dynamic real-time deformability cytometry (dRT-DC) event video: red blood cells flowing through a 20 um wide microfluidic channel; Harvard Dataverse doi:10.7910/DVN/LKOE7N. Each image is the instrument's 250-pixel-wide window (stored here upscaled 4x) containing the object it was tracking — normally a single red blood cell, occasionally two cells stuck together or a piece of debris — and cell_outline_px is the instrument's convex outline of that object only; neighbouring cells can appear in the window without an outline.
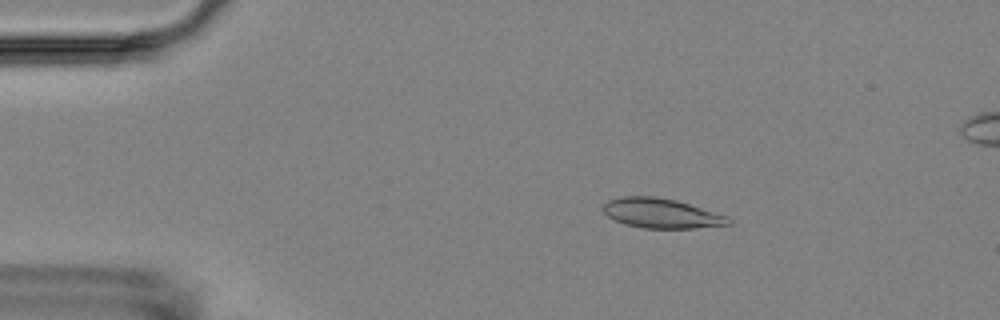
{"species": "Egyptian fruit bat (a non-hibernating species)", "species_latin": "Rousettus aegyptiacus", "temperature_condition": "room temperature", "stored_images_in_passage": 5, "camera_frame_rate_fps": 3000, "um_per_image_px": 0.085, "animal": {"sex": "female"}, "frame": {"image": 1, "passage_image": 2, "time_ms": 1.333, "image_size_px": [1000, 320], "cell_outline_px": [[732, 224], [696, 228], [644, 228], [624, 224], [608, 216], [600, 208], [608, 200], [620, 196], [652, 196], [676, 200], [728, 216], [732, 220]], "centroid_in_image_um": [56.2, 18.13], "position_along_channel_um": 28.8, "area_um2": 21.73}}